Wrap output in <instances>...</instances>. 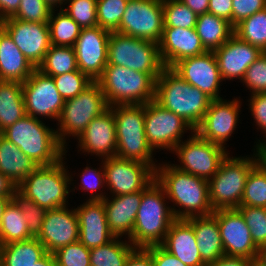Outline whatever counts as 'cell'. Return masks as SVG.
<instances>
[{
  "instance_id": "cell-1",
  "label": "cell",
  "mask_w": 266,
  "mask_h": 266,
  "mask_svg": "<svg viewBox=\"0 0 266 266\" xmlns=\"http://www.w3.org/2000/svg\"><path fill=\"white\" fill-rule=\"evenodd\" d=\"M158 165L155 179L165 190L167 200L174 204L171 210L176 219L206 216L214 212L209 199L208 180L182 171L174 164Z\"/></svg>"
},
{
  "instance_id": "cell-2",
  "label": "cell",
  "mask_w": 266,
  "mask_h": 266,
  "mask_svg": "<svg viewBox=\"0 0 266 266\" xmlns=\"http://www.w3.org/2000/svg\"><path fill=\"white\" fill-rule=\"evenodd\" d=\"M1 135L38 166L55 164L67 155L66 148L57 138L56 130L32 116L26 115L17 120L4 129Z\"/></svg>"
},
{
  "instance_id": "cell-3",
  "label": "cell",
  "mask_w": 266,
  "mask_h": 266,
  "mask_svg": "<svg viewBox=\"0 0 266 266\" xmlns=\"http://www.w3.org/2000/svg\"><path fill=\"white\" fill-rule=\"evenodd\" d=\"M155 101L181 116L193 129L202 121L212 99L165 67L156 79Z\"/></svg>"
},
{
  "instance_id": "cell-4",
  "label": "cell",
  "mask_w": 266,
  "mask_h": 266,
  "mask_svg": "<svg viewBox=\"0 0 266 266\" xmlns=\"http://www.w3.org/2000/svg\"><path fill=\"white\" fill-rule=\"evenodd\" d=\"M163 187L154 179L144 190L132 234L127 238L134 247L160 245L176 220Z\"/></svg>"
},
{
  "instance_id": "cell-5",
  "label": "cell",
  "mask_w": 266,
  "mask_h": 266,
  "mask_svg": "<svg viewBox=\"0 0 266 266\" xmlns=\"http://www.w3.org/2000/svg\"><path fill=\"white\" fill-rule=\"evenodd\" d=\"M160 75L107 64L97 82L109 107L140 105L155 100L156 79Z\"/></svg>"
},
{
  "instance_id": "cell-6",
  "label": "cell",
  "mask_w": 266,
  "mask_h": 266,
  "mask_svg": "<svg viewBox=\"0 0 266 266\" xmlns=\"http://www.w3.org/2000/svg\"><path fill=\"white\" fill-rule=\"evenodd\" d=\"M109 108L115 118L116 156L142 162L156 171L158 165L152 158L154 150L148 144L145 134L144 104L115 105Z\"/></svg>"
},
{
  "instance_id": "cell-7",
  "label": "cell",
  "mask_w": 266,
  "mask_h": 266,
  "mask_svg": "<svg viewBox=\"0 0 266 266\" xmlns=\"http://www.w3.org/2000/svg\"><path fill=\"white\" fill-rule=\"evenodd\" d=\"M260 160L261 154L257 148L252 157L227 155L217 173L208 180L209 199L214 211L240 206L248 174Z\"/></svg>"
},
{
  "instance_id": "cell-8",
  "label": "cell",
  "mask_w": 266,
  "mask_h": 266,
  "mask_svg": "<svg viewBox=\"0 0 266 266\" xmlns=\"http://www.w3.org/2000/svg\"><path fill=\"white\" fill-rule=\"evenodd\" d=\"M62 158L49 166H38L19 185L18 192L47 210L67 206L74 181ZM70 190V191H69Z\"/></svg>"
},
{
  "instance_id": "cell-9",
  "label": "cell",
  "mask_w": 266,
  "mask_h": 266,
  "mask_svg": "<svg viewBox=\"0 0 266 266\" xmlns=\"http://www.w3.org/2000/svg\"><path fill=\"white\" fill-rule=\"evenodd\" d=\"M109 108L101 86L93 81L76 97L65 100L56 129L57 138L65 145L66 138H78L88 124Z\"/></svg>"
},
{
  "instance_id": "cell-10",
  "label": "cell",
  "mask_w": 266,
  "mask_h": 266,
  "mask_svg": "<svg viewBox=\"0 0 266 266\" xmlns=\"http://www.w3.org/2000/svg\"><path fill=\"white\" fill-rule=\"evenodd\" d=\"M108 65H118L146 74H161L165 68L159 44L111 32L108 43Z\"/></svg>"
},
{
  "instance_id": "cell-11",
  "label": "cell",
  "mask_w": 266,
  "mask_h": 266,
  "mask_svg": "<svg viewBox=\"0 0 266 266\" xmlns=\"http://www.w3.org/2000/svg\"><path fill=\"white\" fill-rule=\"evenodd\" d=\"M224 147L200 137L195 131L189 139L180 142L173 152L179 158L178 169L189 174L211 179L218 171L221 162L228 153Z\"/></svg>"
},
{
  "instance_id": "cell-12",
  "label": "cell",
  "mask_w": 266,
  "mask_h": 266,
  "mask_svg": "<svg viewBox=\"0 0 266 266\" xmlns=\"http://www.w3.org/2000/svg\"><path fill=\"white\" fill-rule=\"evenodd\" d=\"M145 134L153 150L166 149L171 152L182 142V136L194 129L181 117L163 108L155 100L144 104Z\"/></svg>"
},
{
  "instance_id": "cell-13",
  "label": "cell",
  "mask_w": 266,
  "mask_h": 266,
  "mask_svg": "<svg viewBox=\"0 0 266 266\" xmlns=\"http://www.w3.org/2000/svg\"><path fill=\"white\" fill-rule=\"evenodd\" d=\"M163 29V0H130L117 32L159 43Z\"/></svg>"
},
{
  "instance_id": "cell-14",
  "label": "cell",
  "mask_w": 266,
  "mask_h": 266,
  "mask_svg": "<svg viewBox=\"0 0 266 266\" xmlns=\"http://www.w3.org/2000/svg\"><path fill=\"white\" fill-rule=\"evenodd\" d=\"M22 89L26 115L37 119L42 116L58 121L65 101L51 76L43 74L36 68L22 83Z\"/></svg>"
},
{
  "instance_id": "cell-15",
  "label": "cell",
  "mask_w": 266,
  "mask_h": 266,
  "mask_svg": "<svg viewBox=\"0 0 266 266\" xmlns=\"http://www.w3.org/2000/svg\"><path fill=\"white\" fill-rule=\"evenodd\" d=\"M103 168L105 186L113 196L142 191L155 179L149 165L117 156L104 159Z\"/></svg>"
},
{
  "instance_id": "cell-16",
  "label": "cell",
  "mask_w": 266,
  "mask_h": 266,
  "mask_svg": "<svg viewBox=\"0 0 266 266\" xmlns=\"http://www.w3.org/2000/svg\"><path fill=\"white\" fill-rule=\"evenodd\" d=\"M0 26L35 68L43 62L51 46L48 23L28 22L10 17L3 20Z\"/></svg>"
},
{
  "instance_id": "cell-17",
  "label": "cell",
  "mask_w": 266,
  "mask_h": 266,
  "mask_svg": "<svg viewBox=\"0 0 266 266\" xmlns=\"http://www.w3.org/2000/svg\"><path fill=\"white\" fill-rule=\"evenodd\" d=\"M111 32L99 26L82 28L73 46L78 69L92 81H97L108 63V43Z\"/></svg>"
},
{
  "instance_id": "cell-18",
  "label": "cell",
  "mask_w": 266,
  "mask_h": 266,
  "mask_svg": "<svg viewBox=\"0 0 266 266\" xmlns=\"http://www.w3.org/2000/svg\"><path fill=\"white\" fill-rule=\"evenodd\" d=\"M212 214L218 222L225 255L255 261L259 248L253 242L242 214L237 209H220Z\"/></svg>"
},
{
  "instance_id": "cell-19",
  "label": "cell",
  "mask_w": 266,
  "mask_h": 266,
  "mask_svg": "<svg viewBox=\"0 0 266 266\" xmlns=\"http://www.w3.org/2000/svg\"><path fill=\"white\" fill-rule=\"evenodd\" d=\"M238 100V98L232 101L222 98L212 100L201 123L194 131L203 139L226 148V142L237 128L242 104Z\"/></svg>"
},
{
  "instance_id": "cell-20",
  "label": "cell",
  "mask_w": 266,
  "mask_h": 266,
  "mask_svg": "<svg viewBox=\"0 0 266 266\" xmlns=\"http://www.w3.org/2000/svg\"><path fill=\"white\" fill-rule=\"evenodd\" d=\"M172 69L187 83L197 87L212 100L221 99L222 78L214 52L187 57L177 62Z\"/></svg>"
},
{
  "instance_id": "cell-21",
  "label": "cell",
  "mask_w": 266,
  "mask_h": 266,
  "mask_svg": "<svg viewBox=\"0 0 266 266\" xmlns=\"http://www.w3.org/2000/svg\"><path fill=\"white\" fill-rule=\"evenodd\" d=\"M48 253L79 241V224L75 208L67 206L48 210L36 237Z\"/></svg>"
},
{
  "instance_id": "cell-22",
  "label": "cell",
  "mask_w": 266,
  "mask_h": 266,
  "mask_svg": "<svg viewBox=\"0 0 266 266\" xmlns=\"http://www.w3.org/2000/svg\"><path fill=\"white\" fill-rule=\"evenodd\" d=\"M78 147L83 153L97 155L101 159L116 156L117 135L113 111L108 108L95 117L76 138Z\"/></svg>"
},
{
  "instance_id": "cell-23",
  "label": "cell",
  "mask_w": 266,
  "mask_h": 266,
  "mask_svg": "<svg viewBox=\"0 0 266 266\" xmlns=\"http://www.w3.org/2000/svg\"><path fill=\"white\" fill-rule=\"evenodd\" d=\"M222 80H243L246 70L257 60L262 51L233 34L214 51Z\"/></svg>"
},
{
  "instance_id": "cell-24",
  "label": "cell",
  "mask_w": 266,
  "mask_h": 266,
  "mask_svg": "<svg viewBox=\"0 0 266 266\" xmlns=\"http://www.w3.org/2000/svg\"><path fill=\"white\" fill-rule=\"evenodd\" d=\"M159 53L165 67L172 68L180 60L199 56L207 51L195 28L164 27Z\"/></svg>"
},
{
  "instance_id": "cell-25",
  "label": "cell",
  "mask_w": 266,
  "mask_h": 266,
  "mask_svg": "<svg viewBox=\"0 0 266 266\" xmlns=\"http://www.w3.org/2000/svg\"><path fill=\"white\" fill-rule=\"evenodd\" d=\"M79 224V241L88 249L107 244L115 238L110 231L103 201L87 200L75 208Z\"/></svg>"
},
{
  "instance_id": "cell-26",
  "label": "cell",
  "mask_w": 266,
  "mask_h": 266,
  "mask_svg": "<svg viewBox=\"0 0 266 266\" xmlns=\"http://www.w3.org/2000/svg\"><path fill=\"white\" fill-rule=\"evenodd\" d=\"M112 197L103 200L109 229L115 237L127 235L129 238L141 203L142 191Z\"/></svg>"
},
{
  "instance_id": "cell-27",
  "label": "cell",
  "mask_w": 266,
  "mask_h": 266,
  "mask_svg": "<svg viewBox=\"0 0 266 266\" xmlns=\"http://www.w3.org/2000/svg\"><path fill=\"white\" fill-rule=\"evenodd\" d=\"M160 246L187 266H207L201 259L193 227L185 219H176Z\"/></svg>"
},
{
  "instance_id": "cell-28",
  "label": "cell",
  "mask_w": 266,
  "mask_h": 266,
  "mask_svg": "<svg viewBox=\"0 0 266 266\" xmlns=\"http://www.w3.org/2000/svg\"><path fill=\"white\" fill-rule=\"evenodd\" d=\"M185 220L193 227L201 259L207 266L225 255L218 222L213 214Z\"/></svg>"
},
{
  "instance_id": "cell-29",
  "label": "cell",
  "mask_w": 266,
  "mask_h": 266,
  "mask_svg": "<svg viewBox=\"0 0 266 266\" xmlns=\"http://www.w3.org/2000/svg\"><path fill=\"white\" fill-rule=\"evenodd\" d=\"M35 69L0 26V81L24 83Z\"/></svg>"
},
{
  "instance_id": "cell-30",
  "label": "cell",
  "mask_w": 266,
  "mask_h": 266,
  "mask_svg": "<svg viewBox=\"0 0 266 266\" xmlns=\"http://www.w3.org/2000/svg\"><path fill=\"white\" fill-rule=\"evenodd\" d=\"M38 165L15 144L0 136V172L19 185Z\"/></svg>"
},
{
  "instance_id": "cell-31",
  "label": "cell",
  "mask_w": 266,
  "mask_h": 266,
  "mask_svg": "<svg viewBox=\"0 0 266 266\" xmlns=\"http://www.w3.org/2000/svg\"><path fill=\"white\" fill-rule=\"evenodd\" d=\"M195 30L207 52H214L234 34L230 22L211 13L198 15Z\"/></svg>"
},
{
  "instance_id": "cell-32",
  "label": "cell",
  "mask_w": 266,
  "mask_h": 266,
  "mask_svg": "<svg viewBox=\"0 0 266 266\" xmlns=\"http://www.w3.org/2000/svg\"><path fill=\"white\" fill-rule=\"evenodd\" d=\"M26 116L22 83L0 81V131Z\"/></svg>"
},
{
  "instance_id": "cell-33",
  "label": "cell",
  "mask_w": 266,
  "mask_h": 266,
  "mask_svg": "<svg viewBox=\"0 0 266 266\" xmlns=\"http://www.w3.org/2000/svg\"><path fill=\"white\" fill-rule=\"evenodd\" d=\"M47 253L43 244L33 237L4 245L3 266H34Z\"/></svg>"
},
{
  "instance_id": "cell-34",
  "label": "cell",
  "mask_w": 266,
  "mask_h": 266,
  "mask_svg": "<svg viewBox=\"0 0 266 266\" xmlns=\"http://www.w3.org/2000/svg\"><path fill=\"white\" fill-rule=\"evenodd\" d=\"M31 238L33 236L29 233L23 212L13 199L10 200L5 207L0 224V241L6 245Z\"/></svg>"
},
{
  "instance_id": "cell-35",
  "label": "cell",
  "mask_w": 266,
  "mask_h": 266,
  "mask_svg": "<svg viewBox=\"0 0 266 266\" xmlns=\"http://www.w3.org/2000/svg\"><path fill=\"white\" fill-rule=\"evenodd\" d=\"M115 237L107 244L90 249L91 266H125L129 254L136 248L128 240Z\"/></svg>"
},
{
  "instance_id": "cell-36",
  "label": "cell",
  "mask_w": 266,
  "mask_h": 266,
  "mask_svg": "<svg viewBox=\"0 0 266 266\" xmlns=\"http://www.w3.org/2000/svg\"><path fill=\"white\" fill-rule=\"evenodd\" d=\"M52 9L48 25L50 29V43L56 46L73 47L79 37L81 27L63 10L55 14Z\"/></svg>"
},
{
  "instance_id": "cell-37",
  "label": "cell",
  "mask_w": 266,
  "mask_h": 266,
  "mask_svg": "<svg viewBox=\"0 0 266 266\" xmlns=\"http://www.w3.org/2000/svg\"><path fill=\"white\" fill-rule=\"evenodd\" d=\"M37 69L51 77L78 70L74 47L51 45Z\"/></svg>"
},
{
  "instance_id": "cell-38",
  "label": "cell",
  "mask_w": 266,
  "mask_h": 266,
  "mask_svg": "<svg viewBox=\"0 0 266 266\" xmlns=\"http://www.w3.org/2000/svg\"><path fill=\"white\" fill-rule=\"evenodd\" d=\"M240 206L266 208V161L261 159L248 174Z\"/></svg>"
},
{
  "instance_id": "cell-39",
  "label": "cell",
  "mask_w": 266,
  "mask_h": 266,
  "mask_svg": "<svg viewBox=\"0 0 266 266\" xmlns=\"http://www.w3.org/2000/svg\"><path fill=\"white\" fill-rule=\"evenodd\" d=\"M234 34L266 52V8L238 23L234 27Z\"/></svg>"
},
{
  "instance_id": "cell-40",
  "label": "cell",
  "mask_w": 266,
  "mask_h": 266,
  "mask_svg": "<svg viewBox=\"0 0 266 266\" xmlns=\"http://www.w3.org/2000/svg\"><path fill=\"white\" fill-rule=\"evenodd\" d=\"M197 15L179 0H163L164 27L195 28Z\"/></svg>"
},
{
  "instance_id": "cell-41",
  "label": "cell",
  "mask_w": 266,
  "mask_h": 266,
  "mask_svg": "<svg viewBox=\"0 0 266 266\" xmlns=\"http://www.w3.org/2000/svg\"><path fill=\"white\" fill-rule=\"evenodd\" d=\"M127 2V0H97L98 26L110 32L117 31Z\"/></svg>"
},
{
  "instance_id": "cell-42",
  "label": "cell",
  "mask_w": 266,
  "mask_h": 266,
  "mask_svg": "<svg viewBox=\"0 0 266 266\" xmlns=\"http://www.w3.org/2000/svg\"><path fill=\"white\" fill-rule=\"evenodd\" d=\"M237 210L242 214L250 228L252 240L260 248L266 246V208L239 206Z\"/></svg>"
},
{
  "instance_id": "cell-43",
  "label": "cell",
  "mask_w": 266,
  "mask_h": 266,
  "mask_svg": "<svg viewBox=\"0 0 266 266\" xmlns=\"http://www.w3.org/2000/svg\"><path fill=\"white\" fill-rule=\"evenodd\" d=\"M68 7L63 10L81 27L98 26L97 0H66Z\"/></svg>"
},
{
  "instance_id": "cell-44",
  "label": "cell",
  "mask_w": 266,
  "mask_h": 266,
  "mask_svg": "<svg viewBox=\"0 0 266 266\" xmlns=\"http://www.w3.org/2000/svg\"><path fill=\"white\" fill-rule=\"evenodd\" d=\"M52 78L64 101L76 97L93 82L79 69L69 73L52 76Z\"/></svg>"
},
{
  "instance_id": "cell-45",
  "label": "cell",
  "mask_w": 266,
  "mask_h": 266,
  "mask_svg": "<svg viewBox=\"0 0 266 266\" xmlns=\"http://www.w3.org/2000/svg\"><path fill=\"white\" fill-rule=\"evenodd\" d=\"M53 255L56 266H91L90 249L80 241L59 248Z\"/></svg>"
},
{
  "instance_id": "cell-46",
  "label": "cell",
  "mask_w": 266,
  "mask_h": 266,
  "mask_svg": "<svg viewBox=\"0 0 266 266\" xmlns=\"http://www.w3.org/2000/svg\"><path fill=\"white\" fill-rule=\"evenodd\" d=\"M13 200L18 204L20 210L23 212V217L27 221L29 233L33 237H37L41 231L42 223L48 210L40 207L32 200L25 198L19 192L14 195Z\"/></svg>"
},
{
  "instance_id": "cell-47",
  "label": "cell",
  "mask_w": 266,
  "mask_h": 266,
  "mask_svg": "<svg viewBox=\"0 0 266 266\" xmlns=\"http://www.w3.org/2000/svg\"><path fill=\"white\" fill-rule=\"evenodd\" d=\"M51 11L52 8L44 0H21L12 17L28 22L48 23Z\"/></svg>"
},
{
  "instance_id": "cell-48",
  "label": "cell",
  "mask_w": 266,
  "mask_h": 266,
  "mask_svg": "<svg viewBox=\"0 0 266 266\" xmlns=\"http://www.w3.org/2000/svg\"><path fill=\"white\" fill-rule=\"evenodd\" d=\"M242 82L252 94L266 93V52L249 66Z\"/></svg>"
},
{
  "instance_id": "cell-49",
  "label": "cell",
  "mask_w": 266,
  "mask_h": 266,
  "mask_svg": "<svg viewBox=\"0 0 266 266\" xmlns=\"http://www.w3.org/2000/svg\"><path fill=\"white\" fill-rule=\"evenodd\" d=\"M102 166L99 169L90 168L88 166L85 167L84 171H82L81 175V188L82 190H86L90 193V199L88 200L94 201L99 200L103 201L107 196L104 194L103 187H105V172L103 168V160L101 162ZM93 181H92V180ZM99 188H102V191H98L101 193H96ZM96 191V192H95ZM95 192V193H94Z\"/></svg>"
},
{
  "instance_id": "cell-50",
  "label": "cell",
  "mask_w": 266,
  "mask_h": 266,
  "mask_svg": "<svg viewBox=\"0 0 266 266\" xmlns=\"http://www.w3.org/2000/svg\"><path fill=\"white\" fill-rule=\"evenodd\" d=\"M249 100V108L258 127L257 129L262 130L261 133L265 134L263 136V138L265 137L264 140H258L259 142L255 146V149H258L266 141V93L251 94Z\"/></svg>"
},
{
  "instance_id": "cell-51",
  "label": "cell",
  "mask_w": 266,
  "mask_h": 266,
  "mask_svg": "<svg viewBox=\"0 0 266 266\" xmlns=\"http://www.w3.org/2000/svg\"><path fill=\"white\" fill-rule=\"evenodd\" d=\"M266 8V0H233L232 26Z\"/></svg>"
},
{
  "instance_id": "cell-52",
  "label": "cell",
  "mask_w": 266,
  "mask_h": 266,
  "mask_svg": "<svg viewBox=\"0 0 266 266\" xmlns=\"http://www.w3.org/2000/svg\"><path fill=\"white\" fill-rule=\"evenodd\" d=\"M125 266H154L152 246L136 247L128 256Z\"/></svg>"
},
{
  "instance_id": "cell-53",
  "label": "cell",
  "mask_w": 266,
  "mask_h": 266,
  "mask_svg": "<svg viewBox=\"0 0 266 266\" xmlns=\"http://www.w3.org/2000/svg\"><path fill=\"white\" fill-rule=\"evenodd\" d=\"M154 266H187L160 245H152Z\"/></svg>"
},
{
  "instance_id": "cell-54",
  "label": "cell",
  "mask_w": 266,
  "mask_h": 266,
  "mask_svg": "<svg viewBox=\"0 0 266 266\" xmlns=\"http://www.w3.org/2000/svg\"><path fill=\"white\" fill-rule=\"evenodd\" d=\"M232 5L233 0H210L208 13L223 18L232 25Z\"/></svg>"
},
{
  "instance_id": "cell-55",
  "label": "cell",
  "mask_w": 266,
  "mask_h": 266,
  "mask_svg": "<svg viewBox=\"0 0 266 266\" xmlns=\"http://www.w3.org/2000/svg\"><path fill=\"white\" fill-rule=\"evenodd\" d=\"M253 261L243 257L223 255L219 259H216L210 266H251Z\"/></svg>"
},
{
  "instance_id": "cell-56",
  "label": "cell",
  "mask_w": 266,
  "mask_h": 266,
  "mask_svg": "<svg viewBox=\"0 0 266 266\" xmlns=\"http://www.w3.org/2000/svg\"><path fill=\"white\" fill-rule=\"evenodd\" d=\"M18 192V185L9 177L0 172V196L13 198Z\"/></svg>"
},
{
  "instance_id": "cell-57",
  "label": "cell",
  "mask_w": 266,
  "mask_h": 266,
  "mask_svg": "<svg viewBox=\"0 0 266 266\" xmlns=\"http://www.w3.org/2000/svg\"><path fill=\"white\" fill-rule=\"evenodd\" d=\"M21 0H0V18L5 20L12 17L20 5Z\"/></svg>"
},
{
  "instance_id": "cell-58",
  "label": "cell",
  "mask_w": 266,
  "mask_h": 266,
  "mask_svg": "<svg viewBox=\"0 0 266 266\" xmlns=\"http://www.w3.org/2000/svg\"><path fill=\"white\" fill-rule=\"evenodd\" d=\"M188 6L196 15L208 13L210 0H179Z\"/></svg>"
},
{
  "instance_id": "cell-59",
  "label": "cell",
  "mask_w": 266,
  "mask_h": 266,
  "mask_svg": "<svg viewBox=\"0 0 266 266\" xmlns=\"http://www.w3.org/2000/svg\"><path fill=\"white\" fill-rule=\"evenodd\" d=\"M34 266H56L53 253H46Z\"/></svg>"
},
{
  "instance_id": "cell-60",
  "label": "cell",
  "mask_w": 266,
  "mask_h": 266,
  "mask_svg": "<svg viewBox=\"0 0 266 266\" xmlns=\"http://www.w3.org/2000/svg\"><path fill=\"white\" fill-rule=\"evenodd\" d=\"M255 262L260 266H266V246L259 248Z\"/></svg>"
},
{
  "instance_id": "cell-61",
  "label": "cell",
  "mask_w": 266,
  "mask_h": 266,
  "mask_svg": "<svg viewBox=\"0 0 266 266\" xmlns=\"http://www.w3.org/2000/svg\"><path fill=\"white\" fill-rule=\"evenodd\" d=\"M12 199L13 198H7V197L0 196V224H1V220H2V216L4 213L5 207L8 204V202Z\"/></svg>"
},
{
  "instance_id": "cell-62",
  "label": "cell",
  "mask_w": 266,
  "mask_h": 266,
  "mask_svg": "<svg viewBox=\"0 0 266 266\" xmlns=\"http://www.w3.org/2000/svg\"><path fill=\"white\" fill-rule=\"evenodd\" d=\"M52 9H56L60 6V8H63V5H65L66 0H44ZM59 4V5H58ZM58 5V7H57ZM62 6V7H61ZM56 7V8H55Z\"/></svg>"
},
{
  "instance_id": "cell-63",
  "label": "cell",
  "mask_w": 266,
  "mask_h": 266,
  "mask_svg": "<svg viewBox=\"0 0 266 266\" xmlns=\"http://www.w3.org/2000/svg\"><path fill=\"white\" fill-rule=\"evenodd\" d=\"M258 149L261 154V159L266 161V141Z\"/></svg>"
},
{
  "instance_id": "cell-64",
  "label": "cell",
  "mask_w": 266,
  "mask_h": 266,
  "mask_svg": "<svg viewBox=\"0 0 266 266\" xmlns=\"http://www.w3.org/2000/svg\"><path fill=\"white\" fill-rule=\"evenodd\" d=\"M4 244L0 241V266H3Z\"/></svg>"
},
{
  "instance_id": "cell-65",
  "label": "cell",
  "mask_w": 266,
  "mask_h": 266,
  "mask_svg": "<svg viewBox=\"0 0 266 266\" xmlns=\"http://www.w3.org/2000/svg\"><path fill=\"white\" fill-rule=\"evenodd\" d=\"M251 266H260L255 261L252 262Z\"/></svg>"
}]
</instances>
